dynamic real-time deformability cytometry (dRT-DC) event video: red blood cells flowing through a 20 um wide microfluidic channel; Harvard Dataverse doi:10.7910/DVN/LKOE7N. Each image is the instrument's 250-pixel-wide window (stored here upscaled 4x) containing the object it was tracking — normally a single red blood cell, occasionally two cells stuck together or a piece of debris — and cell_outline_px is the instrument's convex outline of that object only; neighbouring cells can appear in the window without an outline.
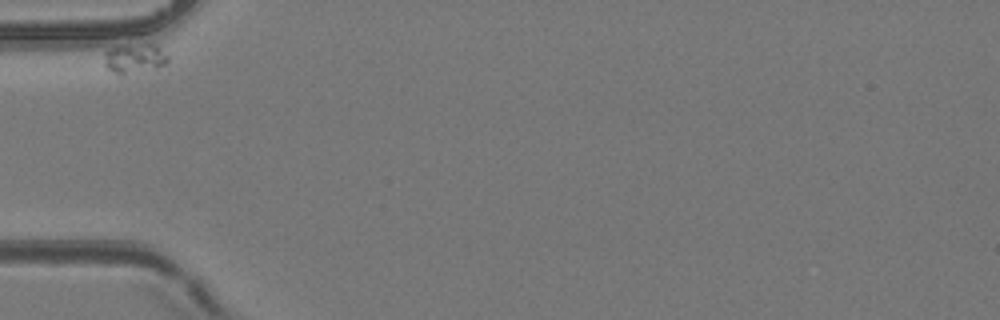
{"species": "common noctule bat (a hibernating species)", "species_latin": "Nyctalus noctula", "temperature_condition": "room temperature", "stored_images_in_passage": 19, "camera_frame_rate_fps": 3000, "um_per_image_px": 0.085, "animal": {"sex": "female", "body_mass_g": 24.6, "forearm_length_mm": 56.2}, "frame": {"image": 1, "passage_image": 1, "time_ms": 0.0, "image_size_px": [1000, 320], "cell_outline_px": [[168, 60], [164, 64], [156, 68], [124, 76], [120, 76], [112, 72], [104, 64], [104, 52], [112, 48], [148, 44], [156, 44], [168, 56]], "centroid_in_image_um": [11.42, 5.01], "position_along_channel_um": 73.6, "area_um2": 10.92}}
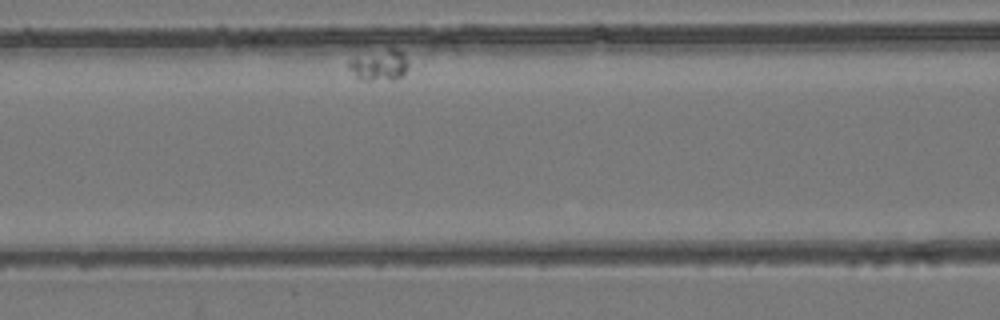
{"frame": {"image": 2, "passage_image": 9, "time_ms": 2.667, "image_size_px": [1000, 320], "cell_outline_px": [[408, 68], [396, 80], [364, 80], [356, 76], [348, 68], [348, 64], [352, 60], [388, 48], [396, 48], [404, 52], [408, 64]], "centroid_in_image_um": [32.32, 5.55], "position_along_channel_um": 134.3, "area_um2": 10.4}}